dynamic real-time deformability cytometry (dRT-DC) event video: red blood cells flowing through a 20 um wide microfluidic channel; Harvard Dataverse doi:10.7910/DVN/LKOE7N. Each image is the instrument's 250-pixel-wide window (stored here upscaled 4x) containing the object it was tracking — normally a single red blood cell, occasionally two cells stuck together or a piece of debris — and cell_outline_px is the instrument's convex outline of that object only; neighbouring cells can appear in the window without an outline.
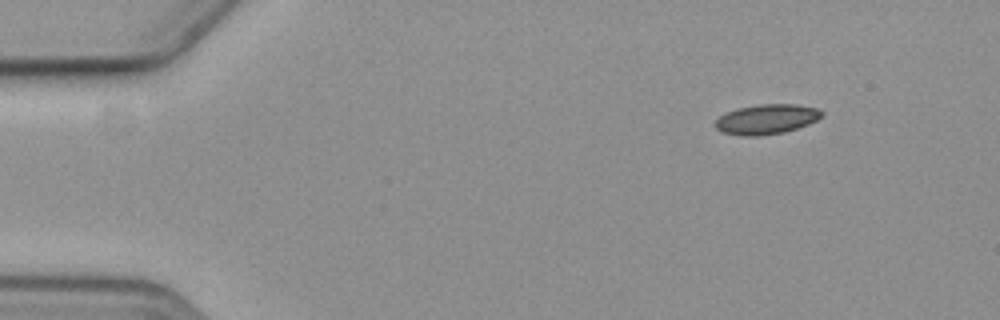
{"species": "common noctule bat (a hibernating species)", "species_latin": "Nyctalus noctula", "temperature_condition": "cold", "stored_images_in_passage": 3, "camera_frame_rate_fps": 3000, "um_per_image_px": 0.085, "animal": {"sex": "female", "body_mass_g": 19.3, "forearm_length_mm": 54.1}, "frame": {"image": 1, "passage_image": 3, "time_ms": 3.0, "image_size_px": [1000, 320], "cell_outline_px": [[824, 112], [816, 120], [808, 124], [784, 132], [760, 136], [744, 136], [720, 132], [712, 124], [720, 116], [736, 108], [756, 104], [796, 104], [816, 108]], "centroid_in_image_um": [65.1, 10.13], "position_along_channel_um": 19.9, "area_um2": 18.61}}